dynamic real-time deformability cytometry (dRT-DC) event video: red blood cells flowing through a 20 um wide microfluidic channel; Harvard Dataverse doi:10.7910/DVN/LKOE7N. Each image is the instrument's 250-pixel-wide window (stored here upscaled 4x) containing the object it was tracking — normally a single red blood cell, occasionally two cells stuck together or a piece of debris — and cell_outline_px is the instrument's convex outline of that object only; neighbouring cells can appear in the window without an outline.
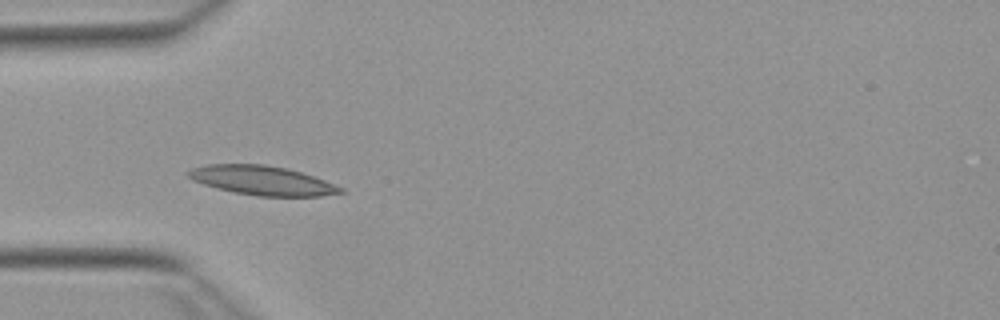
{"species": "Egyptian fruit bat (a non-hibernating species)", "species_latin": "Rousettus aegyptiacus", "temperature_condition": "warm", "stored_images_in_passage": 4, "camera_frame_rate_fps": 3000, "um_per_image_px": 0.085, "animal": {"sex": "female"}, "frame": {"image": 1, "passage_image": 1, "time_ms": 0.0, "image_size_px": [1000, 320], "cell_outline_px": [[348, 192], [320, 196], [260, 196], [236, 192], [216, 188], [192, 180], [184, 172], [192, 168], [208, 164], [264, 164], [288, 168], [324, 180], [344, 188]], "centroid_in_image_um": [22.29, 15.33], "position_along_channel_um": 62.7, "area_um2": 25.89}}
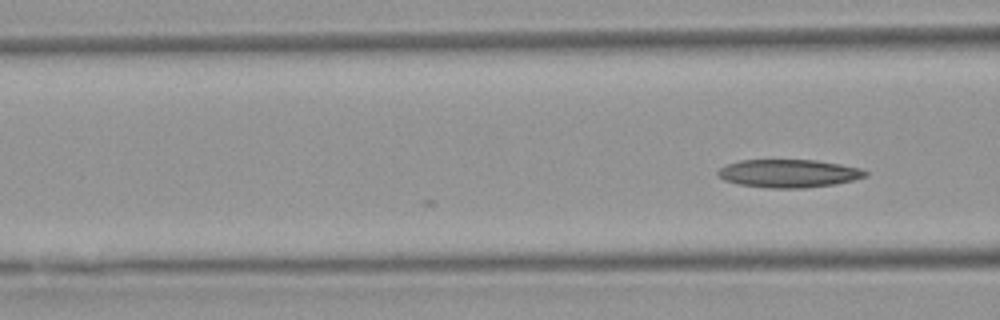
{"frame": {"image": 2, "passage_image": 4, "time_ms": 1.0, "image_size_px": [1000, 320], "cell_outline_px": [[868, 176], [836, 184], [804, 188], [768, 188], [736, 184], [724, 180], [716, 172], [720, 168], [728, 164], [740, 160], [816, 160], [840, 164], [860, 168], [868, 172]], "centroid_in_image_um": [67.04, 14.74], "position_along_channel_um": 99.6, "area_um2": 24.16}}